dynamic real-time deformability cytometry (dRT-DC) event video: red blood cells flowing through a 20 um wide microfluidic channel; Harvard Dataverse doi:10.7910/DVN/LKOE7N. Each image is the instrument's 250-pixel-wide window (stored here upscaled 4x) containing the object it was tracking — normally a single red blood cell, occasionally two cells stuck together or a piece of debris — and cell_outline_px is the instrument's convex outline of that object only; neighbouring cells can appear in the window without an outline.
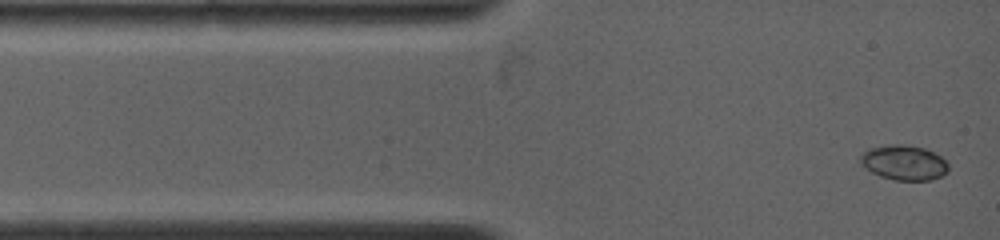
{"species": "common noctule bat (a hibernating species)", "species_latin": "Nyctalus noctula", "temperature_condition": "warm", "stored_images_in_passage": 31, "camera_frame_rate_fps": 4500, "um_per_image_px": 0.085, "animal": {"sex": "female", "body_mass_g": 19.0, "forearm_length_mm": 53.3}, "frame": {"image": 1, "passage_image": 1, "time_ms": 0.0, "image_size_px": [1000, 240], "cell_outline_px": [[948, 172], [932, 180], [892, 180], [880, 176], [872, 172], [860, 160], [860, 156], [864, 152], [872, 148], [924, 148], [940, 156], [948, 164]], "centroid_in_image_um": [76.9, 13.91], "position_along_channel_um": 8.1, "area_um2": 16.7}}
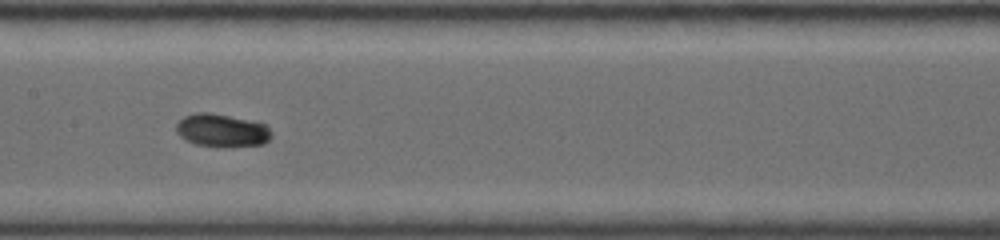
{"frame": {"image": 2, "passage_image": 11, "time_ms": 5.778, "image_size_px": [1000, 240], "cell_outline_px": [[272, 136], [264, 144], [232, 148], [220, 148], [196, 144], [180, 136], [176, 132], [176, 124], [184, 116], [200, 112], [204, 112], [228, 116], [264, 124], [272, 132]], "centroid_in_image_um": [18.87, 11.13], "position_along_channel_um": 188.5, "area_um2": 18.32}}
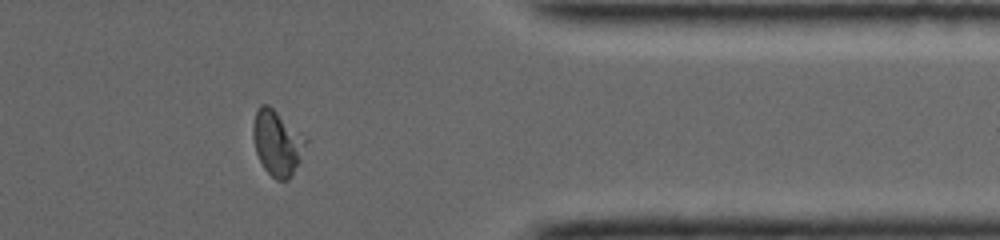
{"frame": {"image": 3, "passage_image": 22, "time_ms": 11.333, "image_size_px": [1000, 240], "cell_outline_px": [[308, 140], [300, 160], [292, 176], [288, 180], [276, 180], [264, 168], [256, 152], [252, 136], [252, 128], [256, 112], [260, 104], [268, 104], [308, 136]], "centroid_in_image_um": [23.59, 12.12], "position_along_channel_um": 387.8, "area_um2": 20.35}, "authors_computed_cell_mechanics": {"area_um2": 18.6116, "velocity_mm_per_s": 3.8723, "shape_relaxation_time_tau1_ms": 1.5417, "shape_relaxation_time_tau2_ms": null, "deformation_change_tau1": 0.1102, "deformation_change_tau2": null}}